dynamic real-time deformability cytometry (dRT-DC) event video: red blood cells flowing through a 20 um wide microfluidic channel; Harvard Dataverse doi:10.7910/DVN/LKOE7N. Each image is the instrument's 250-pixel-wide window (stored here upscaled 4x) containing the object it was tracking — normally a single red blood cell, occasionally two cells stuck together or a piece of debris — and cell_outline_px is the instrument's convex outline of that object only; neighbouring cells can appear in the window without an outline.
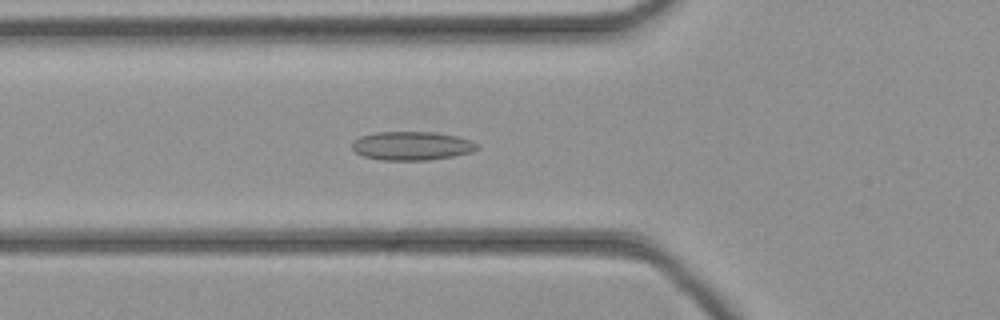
{"species": "common noctule bat (a hibernating species)", "species_latin": "Nyctalus noctula", "temperature_condition": "cold", "stored_images_in_passage": 44, "camera_frame_rate_fps": 3000, "um_per_image_px": 0.085, "animal": {"sex": "female", "body_mass_g": 21.9}, "frame": {"image": 1, "passage_image": 15, "time_ms": 4.667, "image_size_px": [1000, 320], "cell_outline_px": [[480, 148], [472, 152], [452, 156], [428, 160], [380, 160], [364, 156], [356, 152], [352, 148], [352, 140], [360, 136], [376, 132], [432, 132], [456, 136], [472, 140]], "centroid_in_image_um": [34.99, 12.39], "position_along_channel_um": 90.8, "area_um2": 20.92}}
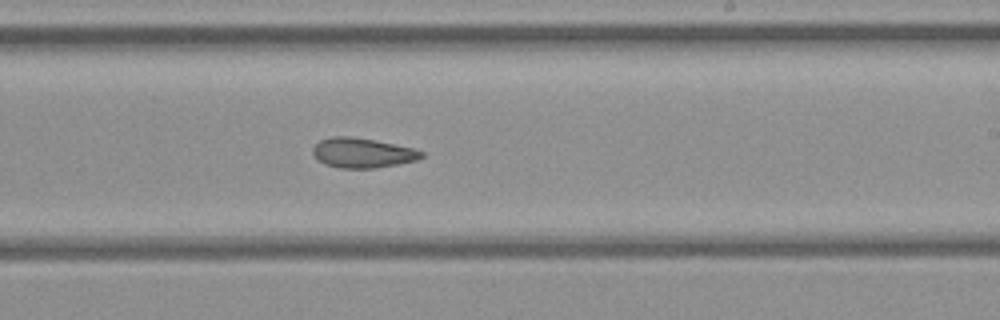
{"frame": {"image": 2, "passage_image": 26, "time_ms": 8.333, "image_size_px": [1000, 320], "cell_outline_px": [[424, 156], [416, 160], [396, 164], [372, 168], [340, 168], [324, 164], [312, 152], [312, 148], [320, 140], [332, 136], [352, 136], [412, 148], [424, 152]], "centroid_in_image_um": [30.78, 12.99], "position_along_channel_um": 258.2, "area_um2": 18.55}}
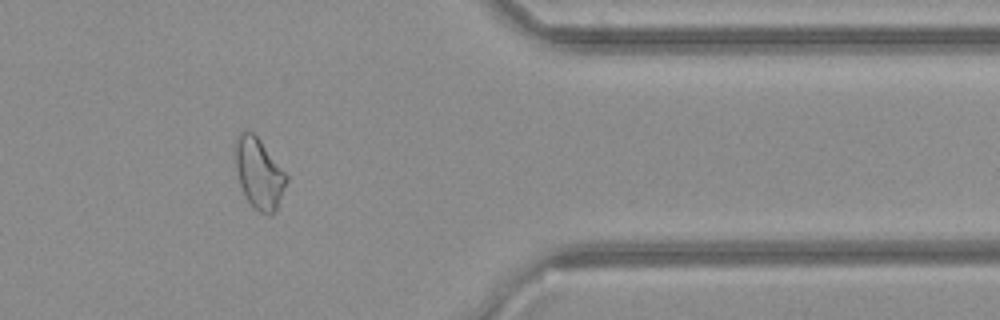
{"frame": {"image": 3, "passage_image": 36, "time_ms": 11.667, "image_size_px": [1000, 320], "cell_outline_px": [[288, 180], [276, 212], [268, 216], [260, 212], [244, 196], [240, 184], [236, 168], [236, 140], [240, 132], [244, 128], [252, 132], [260, 140], [288, 176]], "centroid_in_image_um": [22.03, 14.75], "position_along_channel_um": 389.4, "area_um2": 20.87}}